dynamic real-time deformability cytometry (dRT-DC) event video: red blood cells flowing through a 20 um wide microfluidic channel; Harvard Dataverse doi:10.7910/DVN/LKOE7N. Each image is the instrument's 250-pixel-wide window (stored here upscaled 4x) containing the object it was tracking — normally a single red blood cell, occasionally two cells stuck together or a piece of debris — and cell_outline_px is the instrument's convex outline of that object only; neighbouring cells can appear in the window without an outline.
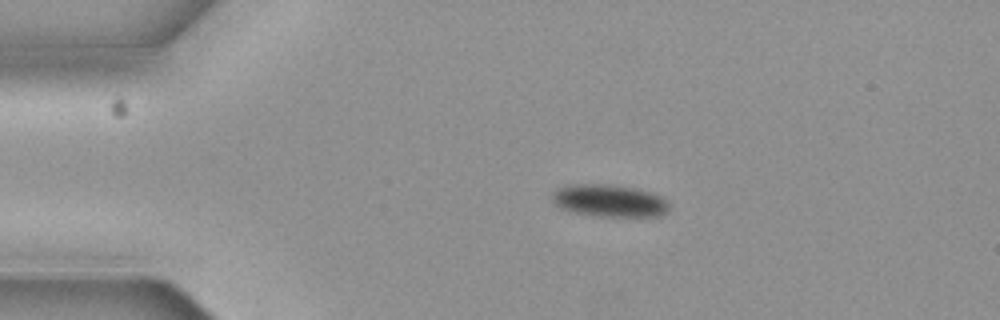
{"species": "common noctule bat (a hibernating species)", "species_latin": "Nyctalus noctula", "temperature_condition": "cold", "stored_images_in_passage": 7, "camera_frame_rate_fps": 3000, "um_per_image_px": 0.085, "animal": {"sex": "female", "body_mass_g": 19.3, "forearm_length_mm": 54.1}, "frame": {"image": 1, "passage_image": 3, "time_ms": 0.667, "image_size_px": [1000, 320], "cell_outline_px": [[668, 212], [660, 216], [600, 216], [576, 212], [560, 208], [552, 200], [552, 192], [560, 188], [576, 184], [612, 184], [652, 192], [668, 200]], "centroid_in_image_um": [51.83, 17.06], "position_along_channel_um": 33.2, "area_um2": 21.85}}
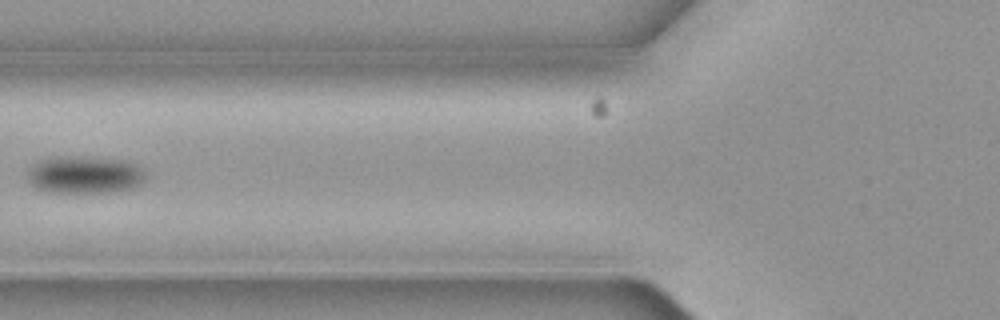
{"frame": {"image": 2, "passage_image": 6, "time_ms": 1.667, "image_size_px": [1000, 320], "cell_outline_px": [[144, 180], [140, 184], [132, 188], [112, 192], [48, 192], [36, 188], [28, 180], [28, 168], [32, 164], [48, 156], [60, 156], [120, 160], [136, 164], [144, 168]], "centroid_in_image_um": [7.16, 14.86], "position_along_channel_um": 118.6, "area_um2": 25.72}}
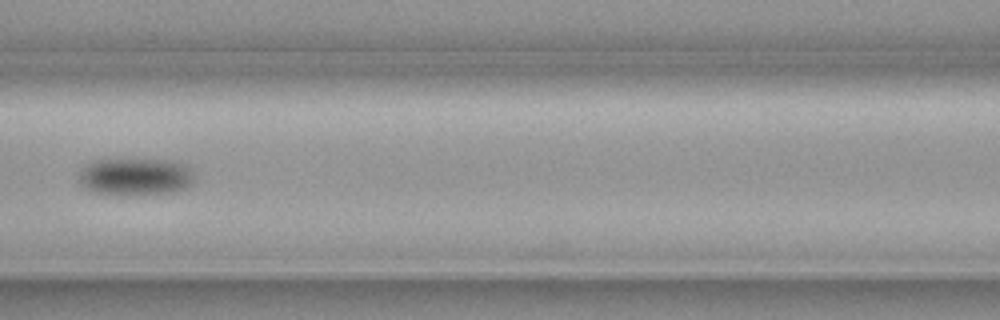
{"frame": {"image": 3, "passage_image": 7, "time_ms": 2.0, "image_size_px": [1000, 320], "cell_outline_px": [[192, 180], [184, 188], [176, 192], [132, 196], [120, 196], [92, 192], [84, 188], [80, 184], [80, 172], [84, 164], [92, 160], [128, 156], [172, 160], [184, 164], [188, 168], [192, 176]], "centroid_in_image_um": [11.42, 14.98], "position_along_channel_um": 155.2, "area_um2": 26.53}}